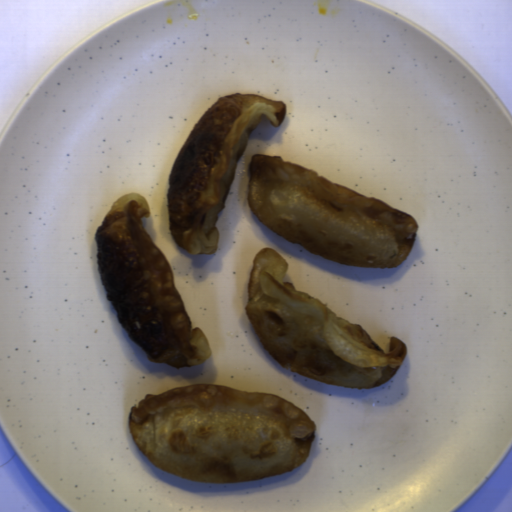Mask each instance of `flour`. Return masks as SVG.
<instances>
[{"mask_svg": "<svg viewBox=\"0 0 512 512\" xmlns=\"http://www.w3.org/2000/svg\"><path fill=\"white\" fill-rule=\"evenodd\" d=\"M134 444L165 473L236 484L298 468L315 438L314 421L279 396L216 384L178 386L132 405Z\"/></svg>", "mask_w": 512, "mask_h": 512, "instance_id": "1", "label": "flour"}, {"mask_svg": "<svg viewBox=\"0 0 512 512\" xmlns=\"http://www.w3.org/2000/svg\"><path fill=\"white\" fill-rule=\"evenodd\" d=\"M247 178L254 217L310 253L344 265L393 269L416 241L418 222L412 214L280 155L253 154Z\"/></svg>", "mask_w": 512, "mask_h": 512, "instance_id": "2", "label": "flour"}, {"mask_svg": "<svg viewBox=\"0 0 512 512\" xmlns=\"http://www.w3.org/2000/svg\"><path fill=\"white\" fill-rule=\"evenodd\" d=\"M288 267L272 248L252 259L244 310L268 355L288 371L332 385L372 389L391 379L405 343L391 336L384 353L360 323L285 282Z\"/></svg>", "mask_w": 512, "mask_h": 512, "instance_id": "3", "label": "flour"}, {"mask_svg": "<svg viewBox=\"0 0 512 512\" xmlns=\"http://www.w3.org/2000/svg\"><path fill=\"white\" fill-rule=\"evenodd\" d=\"M150 214L146 197L127 193L99 224L94 239L105 300L150 362L199 366L212 354L201 328L192 329L171 265L144 229Z\"/></svg>", "mask_w": 512, "mask_h": 512, "instance_id": "4", "label": "flour"}, {"mask_svg": "<svg viewBox=\"0 0 512 512\" xmlns=\"http://www.w3.org/2000/svg\"><path fill=\"white\" fill-rule=\"evenodd\" d=\"M286 115L282 100L246 93L220 97L205 110L169 173L168 230L179 248L194 255L218 250L216 219L225 207L250 134L261 119L277 128Z\"/></svg>", "mask_w": 512, "mask_h": 512, "instance_id": "5", "label": "flour"}]
</instances>
